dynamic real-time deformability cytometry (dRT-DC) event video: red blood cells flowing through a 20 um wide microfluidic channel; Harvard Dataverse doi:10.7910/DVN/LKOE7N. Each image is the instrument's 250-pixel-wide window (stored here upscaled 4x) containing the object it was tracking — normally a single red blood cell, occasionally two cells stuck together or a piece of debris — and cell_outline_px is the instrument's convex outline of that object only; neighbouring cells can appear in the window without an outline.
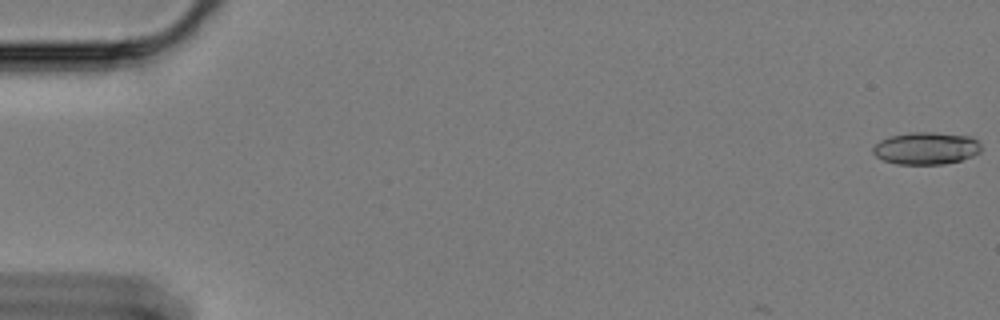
{"species": "Egyptian fruit bat (a non-hibernating species)", "species_latin": "Rousettus aegyptiacus", "temperature_condition": "cold", "stored_images_in_passage": 5, "camera_frame_rate_fps": 3000, "um_per_image_px": 0.085, "animal": {"sex": "female"}, "frame": {"image": 1, "passage_image": 1, "time_ms": 0.0, "image_size_px": [1000, 320], "cell_outline_px": [[980, 152], [972, 156], [960, 160], [944, 164], [896, 164], [884, 160], [876, 156], [872, 152], [872, 148], [880, 140], [892, 136], [912, 132], [932, 132], [972, 136], [980, 144]], "centroid_in_image_um": [78.72, 12.6], "position_along_channel_um": 6.3, "area_um2": 20.29}}